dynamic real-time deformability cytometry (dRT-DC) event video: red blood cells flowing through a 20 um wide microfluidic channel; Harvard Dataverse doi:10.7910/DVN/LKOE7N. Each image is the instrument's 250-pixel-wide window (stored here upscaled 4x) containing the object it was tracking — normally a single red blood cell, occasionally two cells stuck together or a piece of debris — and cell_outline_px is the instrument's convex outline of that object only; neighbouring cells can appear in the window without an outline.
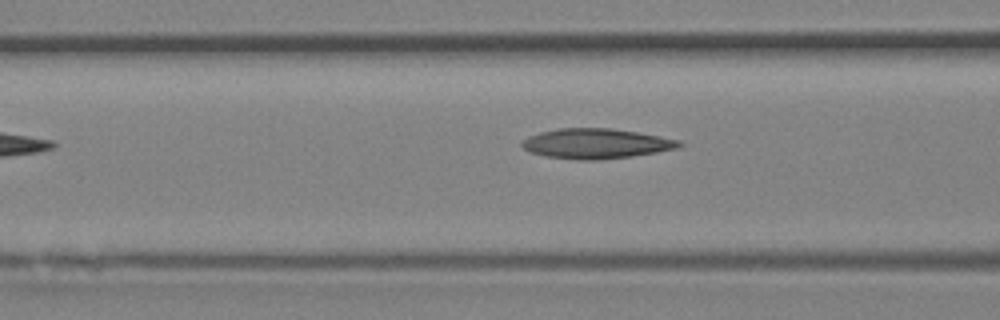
{"species": "Egyptian fruit bat (a non-hibernating species)", "species_latin": "Rousettus aegyptiacus", "temperature_condition": "room temperature", "stored_images_in_passage": 5, "camera_frame_rate_fps": 3000, "um_per_image_px": 0.085, "animal": {"sex": "female"}, "frame": {"image": 1, "passage_image": 5, "time_ms": 1.333, "image_size_px": [1000, 320], "cell_outline_px": [[684, 144], [676, 148], [656, 152], [632, 156], [596, 160], [576, 160], [544, 156], [528, 152], [520, 144], [528, 136], [540, 132], [560, 128], [612, 128], [660, 136], [680, 140]], "centroid_in_image_um": [50.64, 12.21], "position_along_channel_um": 116.0, "area_um2": 27.51}}